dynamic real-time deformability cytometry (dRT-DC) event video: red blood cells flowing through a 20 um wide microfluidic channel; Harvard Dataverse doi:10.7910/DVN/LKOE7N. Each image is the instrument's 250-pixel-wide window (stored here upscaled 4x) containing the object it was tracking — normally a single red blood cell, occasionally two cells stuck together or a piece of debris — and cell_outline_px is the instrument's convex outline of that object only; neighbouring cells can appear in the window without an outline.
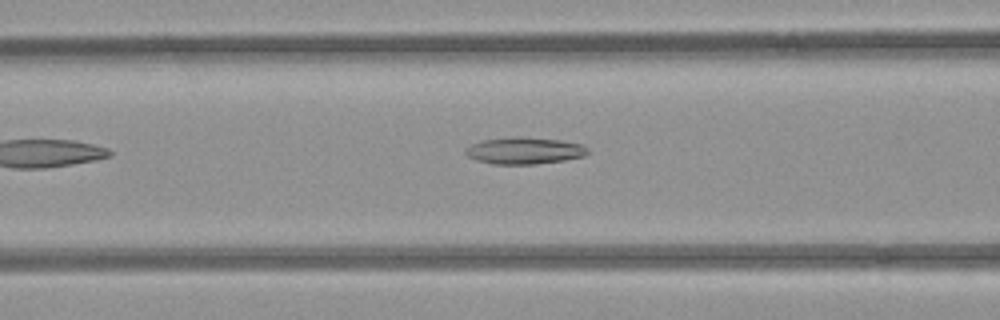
{"species": "common noctule bat (a hibernating species)", "species_latin": "Nyctalus noctula", "temperature_condition": "room temperature", "stored_images_in_passage": 37, "camera_frame_rate_fps": 3000, "um_per_image_px": 0.085, "animal": {"sex": "female", "body_mass_g": 21.9}, "frame": {"image": 1, "passage_image": 5, "time_ms": 1.333, "image_size_px": [1000, 320], "cell_outline_px": [[588, 152], [584, 156], [564, 160], [536, 164], [492, 164], [476, 160], [468, 156], [464, 152], [464, 148], [480, 140], [516, 136], [520, 136], [564, 140], [580, 144], [588, 148]], "centroid_in_image_um": [44.55, 12.79], "position_along_channel_um": 122.1, "area_um2": 19.31}}
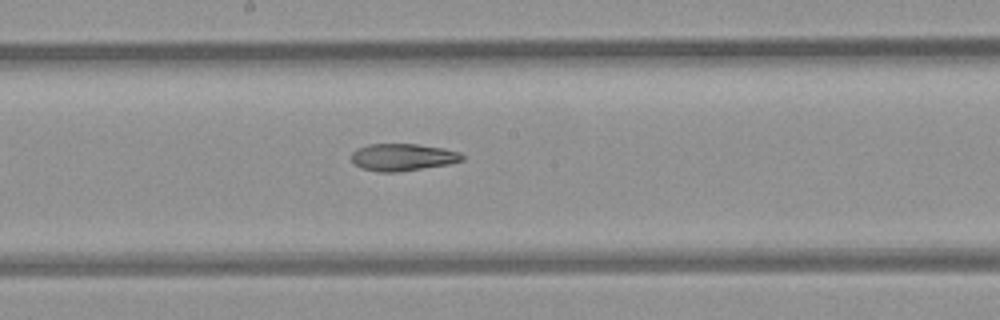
{"frame": {"image": 2, "passage_image": 12, "time_ms": 3.667, "image_size_px": [1000, 320], "cell_outline_px": [[464, 160], [448, 164], [400, 172], [376, 172], [360, 168], [352, 160], [352, 152], [356, 148], [368, 144], [416, 144], [444, 148], [460, 152], [464, 156]], "centroid_in_image_um": [34.22, 13.36], "position_along_channel_um": 214.0, "area_um2": 17.69}}
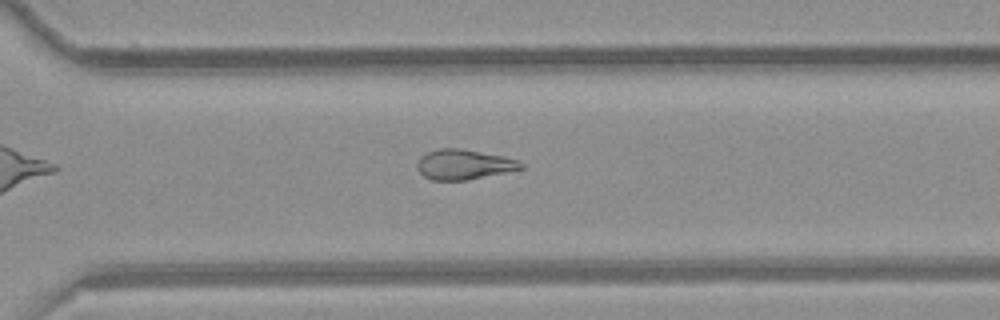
{"frame": {"image": 3, "passage_image": 21, "time_ms": 6.667, "image_size_px": [1000, 320], "cell_outline_px": [[524, 168], [468, 180], [432, 180], [424, 176], [416, 168], [416, 164], [420, 156], [428, 152], [440, 148], [460, 148], [504, 156], [520, 160], [524, 164]], "centroid_in_image_um": [39.43, 13.97], "position_along_channel_um": 331.2, "area_um2": 18.26}, "authors_computed_cell_mechanics": {"area_um2": 18.6116, "velocity_mm_per_s": 3.9259, "shape_relaxation_time_tau1_ms": null, "shape_relaxation_time_tau2_ms": 5.6758, "deformation_change_tau1": null, "deformation_change_tau2": 0.1536}}